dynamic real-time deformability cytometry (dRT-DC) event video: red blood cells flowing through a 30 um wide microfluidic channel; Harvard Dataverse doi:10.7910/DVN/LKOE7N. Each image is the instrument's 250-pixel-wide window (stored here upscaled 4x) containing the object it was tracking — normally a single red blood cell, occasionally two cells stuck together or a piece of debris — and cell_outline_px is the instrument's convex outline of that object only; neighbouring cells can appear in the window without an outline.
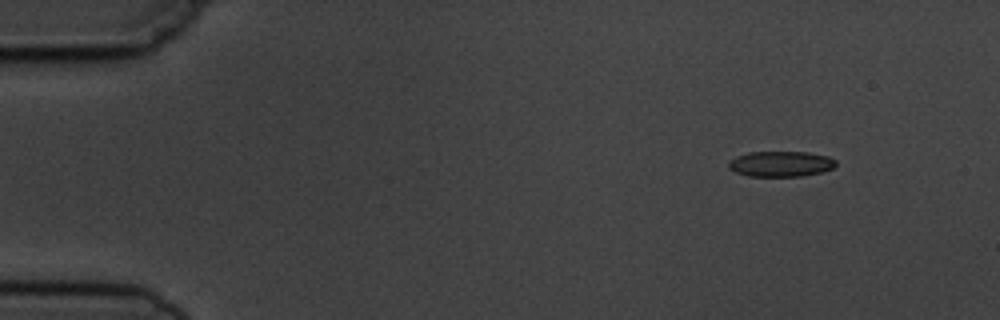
{"species": "common noctule bat (a hibernating species)", "species_latin": "Nyctalus noctula", "temperature_condition": "cold", "stored_images_in_passage": 5, "camera_frame_rate_fps": 3000, "um_per_image_px": 0.085, "animal": {"sex": "male", "body_mass_g": 19.5, "forearm_length_mm": 54.6}, "frame": {"image": 1, "passage_image": 1, "time_ms": 0.0, "image_size_px": [1000, 320], "cell_outline_px": [[836, 164], [832, 168], [820, 172], [804, 176], [748, 176], [736, 172], [728, 168], [728, 160], [736, 156], [748, 152], [808, 152], [828, 156], [836, 160]], "centroid_in_image_um": [66.34, 13.92], "position_along_channel_um": 18.7, "area_um2": 16.01}}
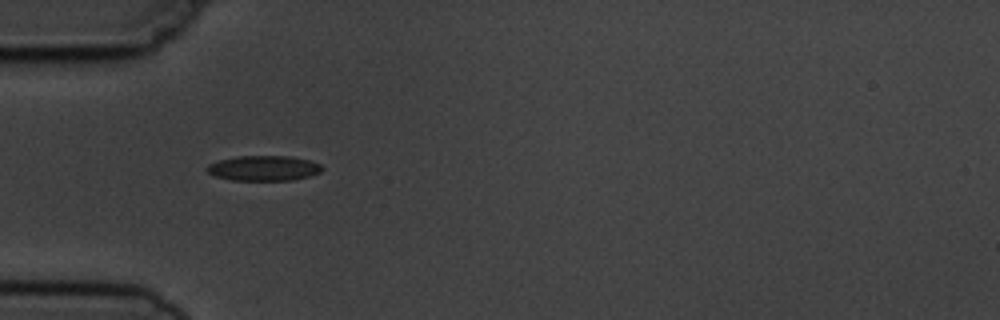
{"frame": {"image": 2, "passage_image": 4, "time_ms": 3.667, "image_size_px": [1000, 320], "cell_outline_px": [[324, 168], [320, 172], [312, 176], [292, 180], [232, 180], [216, 176], [208, 172], [204, 168], [208, 164], [220, 160], [236, 156], [288, 156], [308, 160], [320, 164]], "centroid_in_image_um": [22.42, 14.3], "position_along_channel_um": 62.6, "area_um2": 16.88}}
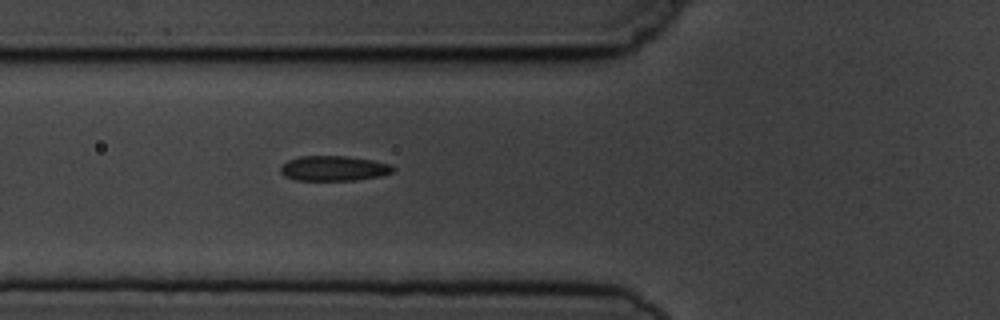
{"frame": {"image": 3, "passage_image": 5, "time_ms": 4.667, "image_size_px": [1000, 320], "cell_outline_px": [[396, 168], [392, 172], [380, 176], [356, 180], [296, 180], [284, 176], [280, 172], [280, 168], [288, 160], [300, 156], [348, 156], [372, 160], [392, 164]], "centroid_in_image_um": [28.39, 14.31], "position_along_channel_um": 97.4, "area_um2": 16.47}}